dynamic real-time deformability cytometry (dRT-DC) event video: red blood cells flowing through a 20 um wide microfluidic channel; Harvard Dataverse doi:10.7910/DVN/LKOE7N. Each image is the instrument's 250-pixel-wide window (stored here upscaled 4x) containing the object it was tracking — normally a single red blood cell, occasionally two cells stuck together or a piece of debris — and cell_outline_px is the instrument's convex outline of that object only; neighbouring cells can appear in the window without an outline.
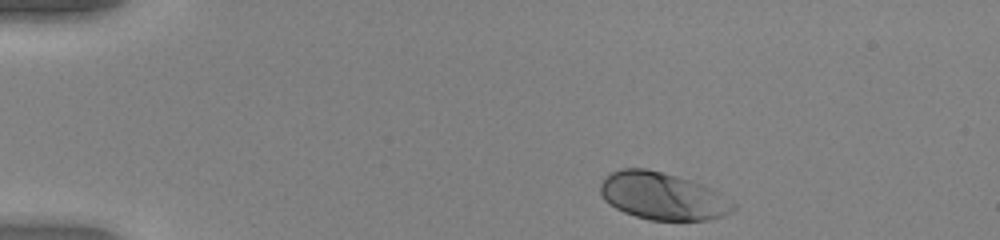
{"species": "human", "species_latin": "Homo sapiens", "temperature_condition": "warm", "stored_images_in_passage": 44, "camera_frame_rate_fps": 3000, "um_per_image_px": 0.085, "donor": {"sex": "female"}, "frame": {"image": 1, "passage_image": 1, "time_ms": 0.0, "image_size_px": [1000, 240], "cell_outline_px": [[736, 208], [732, 212], [724, 216], [708, 220], [648, 220], [624, 212], [608, 204], [604, 200], [600, 192], [600, 184], [612, 172], [620, 168], [644, 168], [676, 176], [700, 184], [716, 192], [736, 204]], "centroid_in_image_um": [56.3, 16.69], "position_along_channel_um": 28.7, "area_um2": 36.3}}
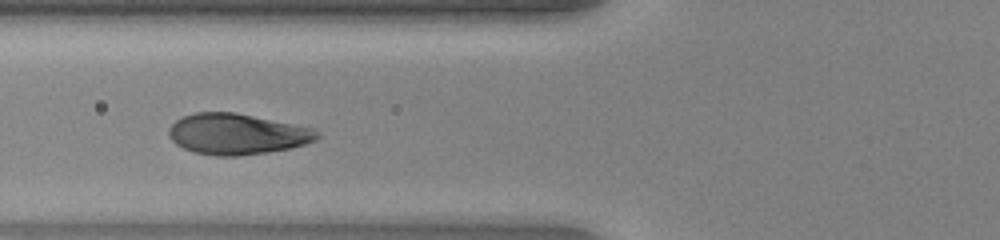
{"frame": {"image": 2, "passage_image": 13, "time_ms": 4.0, "image_size_px": [1000, 240], "cell_outline_px": [[320, 136], [316, 140], [292, 148], [236, 156], [216, 156], [192, 152], [176, 144], [168, 136], [168, 128], [176, 120], [184, 116], [196, 112], [236, 112], [312, 128], [320, 132]], "centroid_in_image_um": [20.13, 11.39], "position_along_channel_um": 105.7, "area_um2": 35.26}}
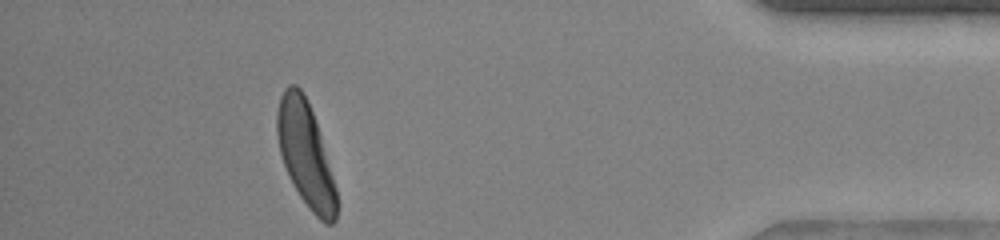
{"frame": {"image": 3, "passage_image": 39, "time_ms": 12.667, "image_size_px": [1000, 240], "cell_outline_px": [[336, 220], [332, 224], [324, 224], [308, 208], [300, 196], [288, 176], [280, 152], [276, 132], [276, 112], [280, 96], [284, 88], [288, 84], [296, 84], [300, 88], [312, 112], [320, 132], [336, 188]], "centroid_in_image_um": [25.95, 13.11], "position_along_channel_um": 409.2, "area_um2": 36.01}, "authors_computed_cell_mechanics": {"area_um2": 36.0094, "velocity_mm_per_s": 4.0042, "shape_relaxation_time_tau1_ms": 1.8641, "shape_relaxation_time_tau2_ms": null, "deformation_change_tau1": 0.1799, "deformation_change_tau2": null}}